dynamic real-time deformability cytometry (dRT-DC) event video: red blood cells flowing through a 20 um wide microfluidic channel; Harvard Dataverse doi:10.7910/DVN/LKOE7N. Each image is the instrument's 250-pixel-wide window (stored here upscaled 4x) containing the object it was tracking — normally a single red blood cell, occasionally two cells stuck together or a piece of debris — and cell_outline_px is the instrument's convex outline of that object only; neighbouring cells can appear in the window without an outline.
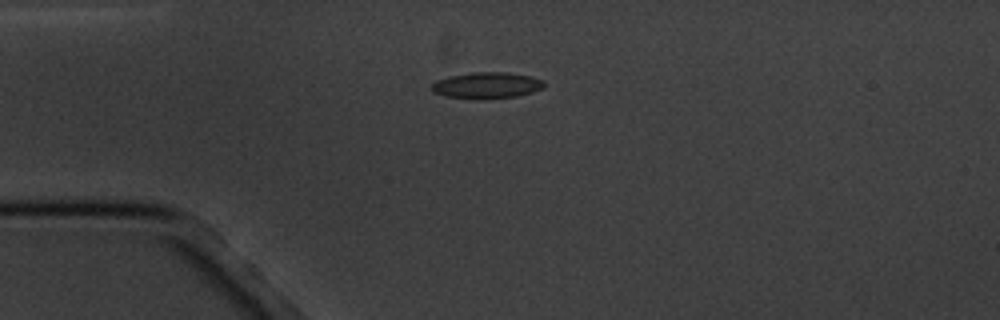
{"species": "common noctule bat (a hibernating species)", "species_latin": "Nyctalus noctula", "temperature_condition": "cold", "stored_images_in_passage": 8, "camera_frame_rate_fps": 3000, "um_per_image_px": 0.085, "animal": {"sex": "male", "body_mass_g": 20.1, "forearm_length_mm": 53.5}, "frame": {"image": 1, "passage_image": 4, "time_ms": 3.667, "image_size_px": [1000, 320], "cell_outline_px": [[544, 88], [532, 92], [516, 96], [484, 100], [480, 100], [448, 96], [432, 92], [432, 84], [436, 80], [448, 76], [472, 72], [508, 72], [532, 76], [544, 80]], "centroid_in_image_um": [41.39, 7.25], "position_along_channel_um": 43.6, "area_um2": 17.46}}
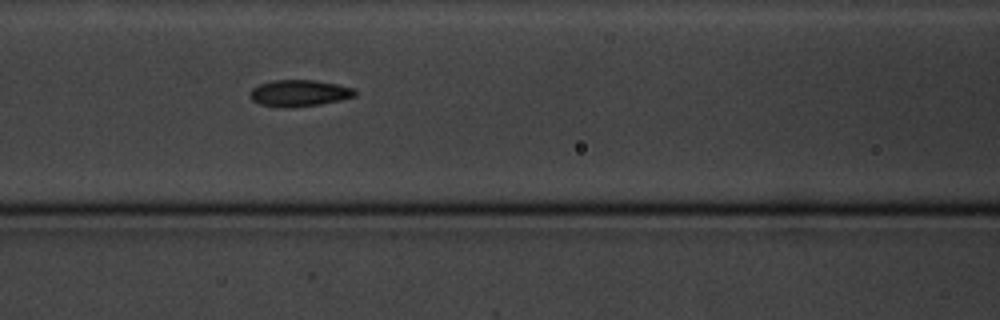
{"frame": {"image": 2, "passage_image": 7, "time_ms": 7.0, "image_size_px": [1000, 320], "cell_outline_px": [[356, 96], [340, 100], [320, 104], [292, 108], [284, 108], [260, 104], [252, 100], [252, 88], [260, 84], [272, 80], [316, 80], [336, 84], [352, 88], [356, 92]], "centroid_in_image_um": [25.45, 7.92], "position_along_channel_um": 141.2, "area_um2": 16.13}}
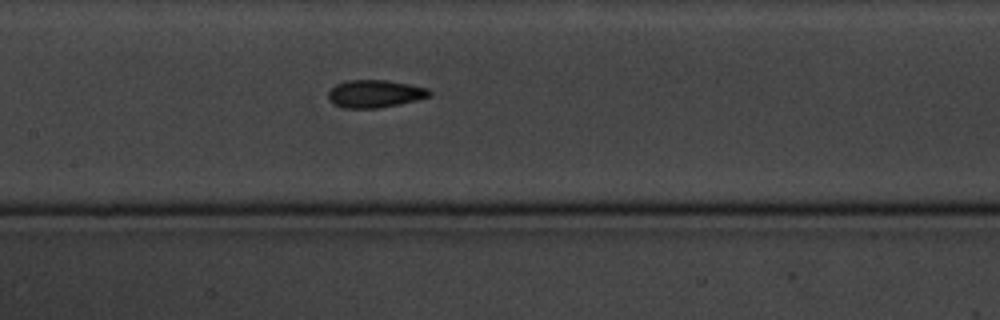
{"frame": {"image": 3, "passage_image": 8, "time_ms": 8.0, "image_size_px": [1000, 320], "cell_outline_px": [[432, 96], [416, 100], [376, 108], [344, 108], [332, 104], [328, 100], [328, 92], [336, 84], [348, 80], [388, 80], [428, 88], [432, 92]], "centroid_in_image_um": [31.85, 7.96], "position_along_channel_um": 175.6, "area_um2": 16.3}}